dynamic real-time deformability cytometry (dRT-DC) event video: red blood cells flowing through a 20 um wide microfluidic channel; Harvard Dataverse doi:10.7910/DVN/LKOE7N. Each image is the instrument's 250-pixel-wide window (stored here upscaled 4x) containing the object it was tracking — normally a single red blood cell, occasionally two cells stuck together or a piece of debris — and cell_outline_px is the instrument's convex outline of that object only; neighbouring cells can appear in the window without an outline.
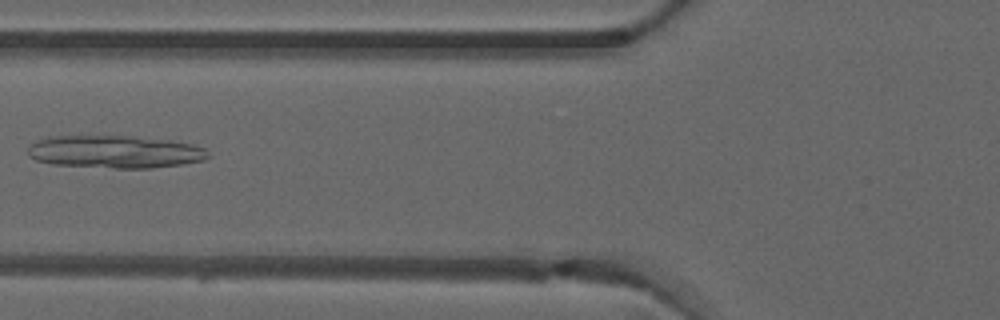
{"species": "common noctule bat (a hibernating species)", "species_latin": "Nyctalus noctula", "temperature_condition": "warm", "stored_images_in_passage": 6, "camera_frame_rate_fps": 3000, "um_per_image_px": 0.085, "animal": {"sex": "male", "forearm_length_mm": 52.5}, "frame": {"image": 1, "passage_image": 6, "time_ms": 1.667, "image_size_px": [1000, 320], "cell_outline_px": [[212, 156], [204, 160], [180, 164], [148, 168], [112, 168], [52, 164], [36, 160], [28, 156], [28, 148], [36, 140], [52, 136], [136, 136], [168, 140], [192, 144], [204, 148]], "centroid_in_image_um": [9.76, 12.9], "position_along_channel_um": 116.0, "area_um2": 34.33}}